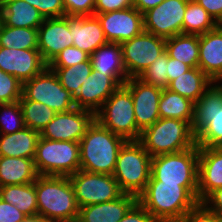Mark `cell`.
Here are the masks:
<instances>
[{"instance_id": "cell-1", "label": "cell", "mask_w": 222, "mask_h": 222, "mask_svg": "<svg viewBox=\"0 0 222 222\" xmlns=\"http://www.w3.org/2000/svg\"><path fill=\"white\" fill-rule=\"evenodd\" d=\"M138 202L156 222H182L198 200L182 185L148 181Z\"/></svg>"}, {"instance_id": "cell-2", "label": "cell", "mask_w": 222, "mask_h": 222, "mask_svg": "<svg viewBox=\"0 0 222 222\" xmlns=\"http://www.w3.org/2000/svg\"><path fill=\"white\" fill-rule=\"evenodd\" d=\"M38 214L53 222H76L79 206L69 176H42L35 181Z\"/></svg>"}, {"instance_id": "cell-3", "label": "cell", "mask_w": 222, "mask_h": 222, "mask_svg": "<svg viewBox=\"0 0 222 222\" xmlns=\"http://www.w3.org/2000/svg\"><path fill=\"white\" fill-rule=\"evenodd\" d=\"M125 142L124 138L94 120L79 142L80 170L112 175Z\"/></svg>"}, {"instance_id": "cell-4", "label": "cell", "mask_w": 222, "mask_h": 222, "mask_svg": "<svg viewBox=\"0 0 222 222\" xmlns=\"http://www.w3.org/2000/svg\"><path fill=\"white\" fill-rule=\"evenodd\" d=\"M199 147L152 157L149 181L184 186L198 200Z\"/></svg>"}, {"instance_id": "cell-5", "label": "cell", "mask_w": 222, "mask_h": 222, "mask_svg": "<svg viewBox=\"0 0 222 222\" xmlns=\"http://www.w3.org/2000/svg\"><path fill=\"white\" fill-rule=\"evenodd\" d=\"M138 141L154 157L190 149L196 145V136L186 121L159 118L141 132Z\"/></svg>"}, {"instance_id": "cell-6", "label": "cell", "mask_w": 222, "mask_h": 222, "mask_svg": "<svg viewBox=\"0 0 222 222\" xmlns=\"http://www.w3.org/2000/svg\"><path fill=\"white\" fill-rule=\"evenodd\" d=\"M151 155L137 141H126L119 150L113 177L124 194L137 198L151 177Z\"/></svg>"}, {"instance_id": "cell-7", "label": "cell", "mask_w": 222, "mask_h": 222, "mask_svg": "<svg viewBox=\"0 0 222 222\" xmlns=\"http://www.w3.org/2000/svg\"><path fill=\"white\" fill-rule=\"evenodd\" d=\"M192 129L198 147H222V85H210L194 104Z\"/></svg>"}, {"instance_id": "cell-8", "label": "cell", "mask_w": 222, "mask_h": 222, "mask_svg": "<svg viewBox=\"0 0 222 222\" xmlns=\"http://www.w3.org/2000/svg\"><path fill=\"white\" fill-rule=\"evenodd\" d=\"M95 113V120L126 141H137L141 131L137 128L133 98L123 84L104 102Z\"/></svg>"}, {"instance_id": "cell-9", "label": "cell", "mask_w": 222, "mask_h": 222, "mask_svg": "<svg viewBox=\"0 0 222 222\" xmlns=\"http://www.w3.org/2000/svg\"><path fill=\"white\" fill-rule=\"evenodd\" d=\"M34 165L38 175L70 176L80 170L79 142L40 137Z\"/></svg>"}, {"instance_id": "cell-10", "label": "cell", "mask_w": 222, "mask_h": 222, "mask_svg": "<svg viewBox=\"0 0 222 222\" xmlns=\"http://www.w3.org/2000/svg\"><path fill=\"white\" fill-rule=\"evenodd\" d=\"M22 95L27 100L40 102L57 113L75 108L74 96L59 82L48 66L32 79L23 83Z\"/></svg>"}, {"instance_id": "cell-11", "label": "cell", "mask_w": 222, "mask_h": 222, "mask_svg": "<svg viewBox=\"0 0 222 222\" xmlns=\"http://www.w3.org/2000/svg\"><path fill=\"white\" fill-rule=\"evenodd\" d=\"M69 178L74 187L79 208L112 201L124 194L111 174L78 170L70 175Z\"/></svg>"}, {"instance_id": "cell-12", "label": "cell", "mask_w": 222, "mask_h": 222, "mask_svg": "<svg viewBox=\"0 0 222 222\" xmlns=\"http://www.w3.org/2000/svg\"><path fill=\"white\" fill-rule=\"evenodd\" d=\"M166 39L142 31L121 43L127 78L139 77L165 51Z\"/></svg>"}, {"instance_id": "cell-13", "label": "cell", "mask_w": 222, "mask_h": 222, "mask_svg": "<svg viewBox=\"0 0 222 222\" xmlns=\"http://www.w3.org/2000/svg\"><path fill=\"white\" fill-rule=\"evenodd\" d=\"M189 0H164L143 13L144 31L162 38L183 34V17Z\"/></svg>"}, {"instance_id": "cell-14", "label": "cell", "mask_w": 222, "mask_h": 222, "mask_svg": "<svg viewBox=\"0 0 222 222\" xmlns=\"http://www.w3.org/2000/svg\"><path fill=\"white\" fill-rule=\"evenodd\" d=\"M94 120L92 111L75 107L68 112L56 113L39 134L50 140L80 142Z\"/></svg>"}, {"instance_id": "cell-15", "label": "cell", "mask_w": 222, "mask_h": 222, "mask_svg": "<svg viewBox=\"0 0 222 222\" xmlns=\"http://www.w3.org/2000/svg\"><path fill=\"white\" fill-rule=\"evenodd\" d=\"M101 23L109 43H122L139 35L143 30V14L135 7L107 13H94Z\"/></svg>"}, {"instance_id": "cell-16", "label": "cell", "mask_w": 222, "mask_h": 222, "mask_svg": "<svg viewBox=\"0 0 222 222\" xmlns=\"http://www.w3.org/2000/svg\"><path fill=\"white\" fill-rule=\"evenodd\" d=\"M124 85L131 92L136 125L142 132L160 118L158 105L163 89L145 83L138 77L128 78Z\"/></svg>"}, {"instance_id": "cell-17", "label": "cell", "mask_w": 222, "mask_h": 222, "mask_svg": "<svg viewBox=\"0 0 222 222\" xmlns=\"http://www.w3.org/2000/svg\"><path fill=\"white\" fill-rule=\"evenodd\" d=\"M47 66L38 49L0 47V69L21 83L40 74Z\"/></svg>"}, {"instance_id": "cell-18", "label": "cell", "mask_w": 222, "mask_h": 222, "mask_svg": "<svg viewBox=\"0 0 222 222\" xmlns=\"http://www.w3.org/2000/svg\"><path fill=\"white\" fill-rule=\"evenodd\" d=\"M121 85L113 75H105L92 69L74 97L75 107L92 111L95 114Z\"/></svg>"}, {"instance_id": "cell-19", "label": "cell", "mask_w": 222, "mask_h": 222, "mask_svg": "<svg viewBox=\"0 0 222 222\" xmlns=\"http://www.w3.org/2000/svg\"><path fill=\"white\" fill-rule=\"evenodd\" d=\"M38 50L48 65L66 47L73 46L69 21L64 17L45 18L38 28Z\"/></svg>"}, {"instance_id": "cell-20", "label": "cell", "mask_w": 222, "mask_h": 222, "mask_svg": "<svg viewBox=\"0 0 222 222\" xmlns=\"http://www.w3.org/2000/svg\"><path fill=\"white\" fill-rule=\"evenodd\" d=\"M222 187V147H199L198 202Z\"/></svg>"}, {"instance_id": "cell-21", "label": "cell", "mask_w": 222, "mask_h": 222, "mask_svg": "<svg viewBox=\"0 0 222 222\" xmlns=\"http://www.w3.org/2000/svg\"><path fill=\"white\" fill-rule=\"evenodd\" d=\"M69 21V30L73 46L91 55L100 46L108 43L101 23L96 15L65 16Z\"/></svg>"}, {"instance_id": "cell-22", "label": "cell", "mask_w": 222, "mask_h": 222, "mask_svg": "<svg viewBox=\"0 0 222 222\" xmlns=\"http://www.w3.org/2000/svg\"><path fill=\"white\" fill-rule=\"evenodd\" d=\"M198 68L214 83L222 81V24L199 35Z\"/></svg>"}, {"instance_id": "cell-23", "label": "cell", "mask_w": 222, "mask_h": 222, "mask_svg": "<svg viewBox=\"0 0 222 222\" xmlns=\"http://www.w3.org/2000/svg\"><path fill=\"white\" fill-rule=\"evenodd\" d=\"M137 201L136 196L123 194L112 201L83 206L76 222H119Z\"/></svg>"}, {"instance_id": "cell-24", "label": "cell", "mask_w": 222, "mask_h": 222, "mask_svg": "<svg viewBox=\"0 0 222 222\" xmlns=\"http://www.w3.org/2000/svg\"><path fill=\"white\" fill-rule=\"evenodd\" d=\"M1 22L6 26L38 29L45 18L24 0H0Z\"/></svg>"}, {"instance_id": "cell-25", "label": "cell", "mask_w": 222, "mask_h": 222, "mask_svg": "<svg viewBox=\"0 0 222 222\" xmlns=\"http://www.w3.org/2000/svg\"><path fill=\"white\" fill-rule=\"evenodd\" d=\"M93 70L113 75L122 85L128 80L120 43H107L90 55Z\"/></svg>"}, {"instance_id": "cell-26", "label": "cell", "mask_w": 222, "mask_h": 222, "mask_svg": "<svg viewBox=\"0 0 222 222\" xmlns=\"http://www.w3.org/2000/svg\"><path fill=\"white\" fill-rule=\"evenodd\" d=\"M0 156L34 159L40 134L24 127L11 134H0Z\"/></svg>"}, {"instance_id": "cell-27", "label": "cell", "mask_w": 222, "mask_h": 222, "mask_svg": "<svg viewBox=\"0 0 222 222\" xmlns=\"http://www.w3.org/2000/svg\"><path fill=\"white\" fill-rule=\"evenodd\" d=\"M38 176L34 159L0 156V187L30 184L35 182Z\"/></svg>"}, {"instance_id": "cell-28", "label": "cell", "mask_w": 222, "mask_h": 222, "mask_svg": "<svg viewBox=\"0 0 222 222\" xmlns=\"http://www.w3.org/2000/svg\"><path fill=\"white\" fill-rule=\"evenodd\" d=\"M212 83L200 68L195 67L172 80L167 89L196 103Z\"/></svg>"}, {"instance_id": "cell-29", "label": "cell", "mask_w": 222, "mask_h": 222, "mask_svg": "<svg viewBox=\"0 0 222 222\" xmlns=\"http://www.w3.org/2000/svg\"><path fill=\"white\" fill-rule=\"evenodd\" d=\"M165 51L191 68L199 64V35L179 34L166 39Z\"/></svg>"}, {"instance_id": "cell-30", "label": "cell", "mask_w": 222, "mask_h": 222, "mask_svg": "<svg viewBox=\"0 0 222 222\" xmlns=\"http://www.w3.org/2000/svg\"><path fill=\"white\" fill-rule=\"evenodd\" d=\"M194 102L165 88L159 100L160 118H172L186 121L192 126Z\"/></svg>"}, {"instance_id": "cell-31", "label": "cell", "mask_w": 222, "mask_h": 222, "mask_svg": "<svg viewBox=\"0 0 222 222\" xmlns=\"http://www.w3.org/2000/svg\"><path fill=\"white\" fill-rule=\"evenodd\" d=\"M0 198L15 205L26 216L38 214L35 182L2 186Z\"/></svg>"}, {"instance_id": "cell-32", "label": "cell", "mask_w": 222, "mask_h": 222, "mask_svg": "<svg viewBox=\"0 0 222 222\" xmlns=\"http://www.w3.org/2000/svg\"><path fill=\"white\" fill-rule=\"evenodd\" d=\"M219 24L195 0H189L183 17V34L201 35Z\"/></svg>"}, {"instance_id": "cell-33", "label": "cell", "mask_w": 222, "mask_h": 222, "mask_svg": "<svg viewBox=\"0 0 222 222\" xmlns=\"http://www.w3.org/2000/svg\"><path fill=\"white\" fill-rule=\"evenodd\" d=\"M38 29L0 24V47L38 49Z\"/></svg>"}, {"instance_id": "cell-34", "label": "cell", "mask_w": 222, "mask_h": 222, "mask_svg": "<svg viewBox=\"0 0 222 222\" xmlns=\"http://www.w3.org/2000/svg\"><path fill=\"white\" fill-rule=\"evenodd\" d=\"M25 127L36 130L39 133L55 117L56 113L47 105L27 100L23 95L19 100Z\"/></svg>"}, {"instance_id": "cell-35", "label": "cell", "mask_w": 222, "mask_h": 222, "mask_svg": "<svg viewBox=\"0 0 222 222\" xmlns=\"http://www.w3.org/2000/svg\"><path fill=\"white\" fill-rule=\"evenodd\" d=\"M49 68L54 71L61 85L74 97L79 92L82 83L92 71L90 61H83L69 67Z\"/></svg>"}, {"instance_id": "cell-36", "label": "cell", "mask_w": 222, "mask_h": 222, "mask_svg": "<svg viewBox=\"0 0 222 222\" xmlns=\"http://www.w3.org/2000/svg\"><path fill=\"white\" fill-rule=\"evenodd\" d=\"M168 57L164 51L138 78L161 89L168 88Z\"/></svg>"}, {"instance_id": "cell-37", "label": "cell", "mask_w": 222, "mask_h": 222, "mask_svg": "<svg viewBox=\"0 0 222 222\" xmlns=\"http://www.w3.org/2000/svg\"><path fill=\"white\" fill-rule=\"evenodd\" d=\"M0 134H11L25 127L22 110L18 102L0 104ZM4 111V112H2Z\"/></svg>"}, {"instance_id": "cell-38", "label": "cell", "mask_w": 222, "mask_h": 222, "mask_svg": "<svg viewBox=\"0 0 222 222\" xmlns=\"http://www.w3.org/2000/svg\"><path fill=\"white\" fill-rule=\"evenodd\" d=\"M23 83L0 69V104L15 103L21 99Z\"/></svg>"}, {"instance_id": "cell-39", "label": "cell", "mask_w": 222, "mask_h": 222, "mask_svg": "<svg viewBox=\"0 0 222 222\" xmlns=\"http://www.w3.org/2000/svg\"><path fill=\"white\" fill-rule=\"evenodd\" d=\"M83 61H90V55L75 46H71L61 51L48 64V67H69Z\"/></svg>"}, {"instance_id": "cell-40", "label": "cell", "mask_w": 222, "mask_h": 222, "mask_svg": "<svg viewBox=\"0 0 222 222\" xmlns=\"http://www.w3.org/2000/svg\"><path fill=\"white\" fill-rule=\"evenodd\" d=\"M38 9L44 18H59L65 16L63 0H24Z\"/></svg>"}, {"instance_id": "cell-41", "label": "cell", "mask_w": 222, "mask_h": 222, "mask_svg": "<svg viewBox=\"0 0 222 222\" xmlns=\"http://www.w3.org/2000/svg\"><path fill=\"white\" fill-rule=\"evenodd\" d=\"M182 222H222V217L209 210L202 202H198L184 215Z\"/></svg>"}, {"instance_id": "cell-42", "label": "cell", "mask_w": 222, "mask_h": 222, "mask_svg": "<svg viewBox=\"0 0 222 222\" xmlns=\"http://www.w3.org/2000/svg\"><path fill=\"white\" fill-rule=\"evenodd\" d=\"M96 0H63L65 16L94 15Z\"/></svg>"}, {"instance_id": "cell-43", "label": "cell", "mask_w": 222, "mask_h": 222, "mask_svg": "<svg viewBox=\"0 0 222 222\" xmlns=\"http://www.w3.org/2000/svg\"><path fill=\"white\" fill-rule=\"evenodd\" d=\"M119 222H156L151 214L137 201Z\"/></svg>"}, {"instance_id": "cell-44", "label": "cell", "mask_w": 222, "mask_h": 222, "mask_svg": "<svg viewBox=\"0 0 222 222\" xmlns=\"http://www.w3.org/2000/svg\"><path fill=\"white\" fill-rule=\"evenodd\" d=\"M133 7V0H96L94 13H107Z\"/></svg>"}, {"instance_id": "cell-45", "label": "cell", "mask_w": 222, "mask_h": 222, "mask_svg": "<svg viewBox=\"0 0 222 222\" xmlns=\"http://www.w3.org/2000/svg\"><path fill=\"white\" fill-rule=\"evenodd\" d=\"M25 216L15 205L0 198V222H18Z\"/></svg>"}, {"instance_id": "cell-46", "label": "cell", "mask_w": 222, "mask_h": 222, "mask_svg": "<svg viewBox=\"0 0 222 222\" xmlns=\"http://www.w3.org/2000/svg\"><path fill=\"white\" fill-rule=\"evenodd\" d=\"M218 24H222V0H195Z\"/></svg>"}, {"instance_id": "cell-47", "label": "cell", "mask_w": 222, "mask_h": 222, "mask_svg": "<svg viewBox=\"0 0 222 222\" xmlns=\"http://www.w3.org/2000/svg\"><path fill=\"white\" fill-rule=\"evenodd\" d=\"M202 203L211 211L222 217V187L212 191ZM208 203L213 206L208 205Z\"/></svg>"}, {"instance_id": "cell-48", "label": "cell", "mask_w": 222, "mask_h": 222, "mask_svg": "<svg viewBox=\"0 0 222 222\" xmlns=\"http://www.w3.org/2000/svg\"><path fill=\"white\" fill-rule=\"evenodd\" d=\"M167 66H168V72H167L168 85L172 80H174L178 76L182 75L183 73L191 69V67L188 66L187 64L171 57H168Z\"/></svg>"}, {"instance_id": "cell-49", "label": "cell", "mask_w": 222, "mask_h": 222, "mask_svg": "<svg viewBox=\"0 0 222 222\" xmlns=\"http://www.w3.org/2000/svg\"><path fill=\"white\" fill-rule=\"evenodd\" d=\"M164 0H133V7H135L141 14L158 6Z\"/></svg>"}, {"instance_id": "cell-50", "label": "cell", "mask_w": 222, "mask_h": 222, "mask_svg": "<svg viewBox=\"0 0 222 222\" xmlns=\"http://www.w3.org/2000/svg\"><path fill=\"white\" fill-rule=\"evenodd\" d=\"M18 222H53L51 220L46 219L44 216L40 214L25 216V218Z\"/></svg>"}]
</instances>
